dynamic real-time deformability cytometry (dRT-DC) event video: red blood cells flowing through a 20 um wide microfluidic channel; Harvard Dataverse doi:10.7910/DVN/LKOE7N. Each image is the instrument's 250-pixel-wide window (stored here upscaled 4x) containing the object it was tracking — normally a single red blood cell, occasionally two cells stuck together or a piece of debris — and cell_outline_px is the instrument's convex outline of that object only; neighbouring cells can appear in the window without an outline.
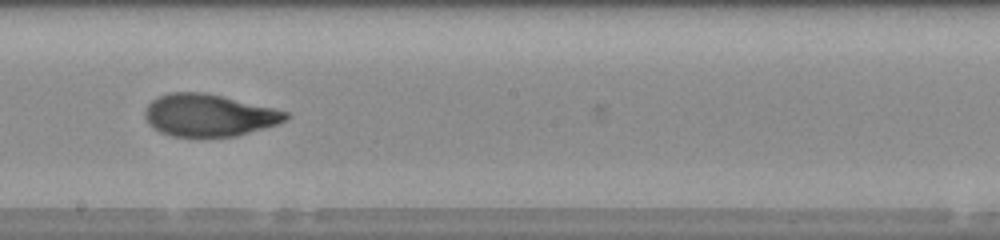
{"species": "human", "species_latin": "Homo sapiens", "temperature_condition": "room temperature", "stored_images_in_passage": 18, "camera_frame_rate_fps": 3000, "um_per_image_px": 0.085, "donor": {"sex": "male"}, "frame": {"image": 1, "passage_image": 13, "time_ms": 4.0, "image_size_px": [1000, 240], "cell_outline_px": [[292, 116], [276, 124], [264, 128], [236, 136], [172, 136], [160, 132], [148, 124], [144, 116], [144, 112], [148, 104], [156, 96], [168, 92], [204, 92], [272, 108], [288, 112]], "centroid_in_image_um": [17.7, 9.79], "position_along_channel_um": 230.5, "area_um2": 34.45}}
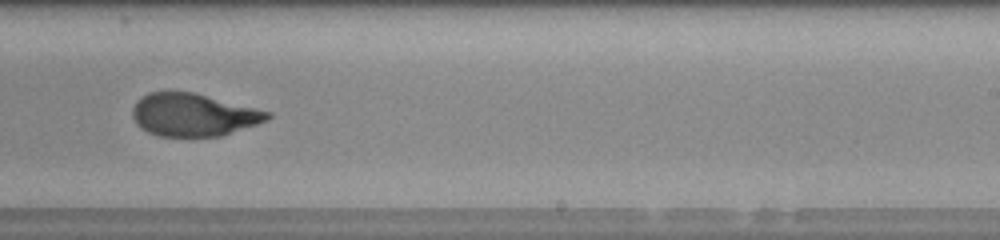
{"frame": {"image": 2, "passage_image": 16, "time_ms": 5.0, "image_size_px": [1000, 240], "cell_outline_px": [[272, 116], [268, 120], [220, 136], [160, 136], [148, 132], [140, 128], [136, 124], [132, 116], [132, 108], [136, 100], [140, 96], [148, 92], [192, 92], [272, 112]], "centroid_in_image_um": [16.4, 9.75], "position_along_channel_um": 272.6, "area_um2": 33.52}}